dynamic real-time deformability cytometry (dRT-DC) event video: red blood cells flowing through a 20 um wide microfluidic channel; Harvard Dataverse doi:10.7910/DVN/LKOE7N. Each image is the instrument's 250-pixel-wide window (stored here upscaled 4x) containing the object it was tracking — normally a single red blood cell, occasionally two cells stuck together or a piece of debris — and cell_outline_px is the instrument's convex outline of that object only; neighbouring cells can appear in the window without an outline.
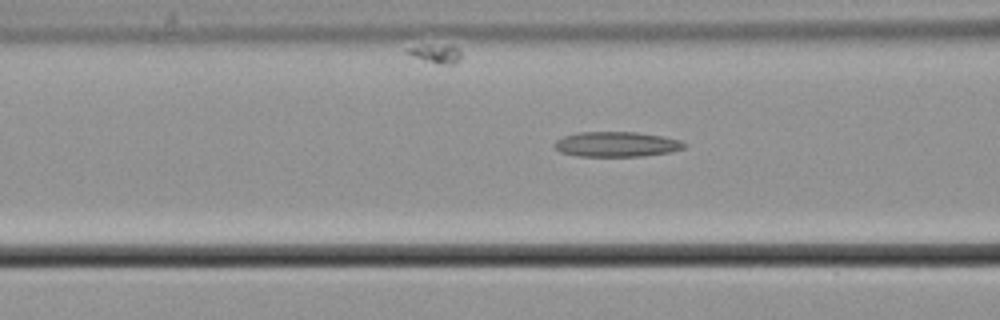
{"species": "common noctule bat (a hibernating species)", "species_latin": "Nyctalus noctula", "temperature_condition": "cold", "stored_images_in_passage": 18, "camera_frame_rate_fps": 3000, "um_per_image_px": 0.085, "animal": {"sex": "male", "body_mass_g": 21.5, "forearm_length_mm": 52.0}, "frame": {"image": 1, "passage_image": 6, "time_ms": 1.667, "image_size_px": [1000, 320], "cell_outline_px": [[688, 144], [684, 148], [672, 152], [644, 156], [580, 156], [560, 152], [552, 144], [556, 140], [564, 136], [576, 132], [636, 132], [660, 136], [680, 140]], "centroid_in_image_um": [52.41, 12.26], "position_along_channel_um": 114.2, "area_um2": 19.02}}
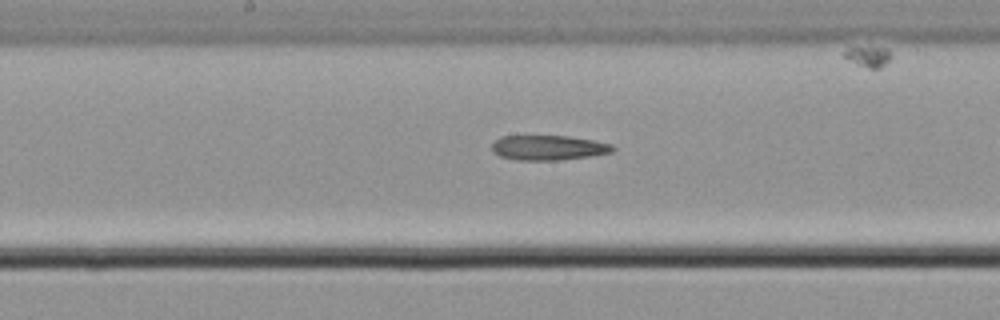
{"frame": {"image": 2, "passage_image": 13, "time_ms": 4.0, "image_size_px": [1000, 320], "cell_outline_px": [[616, 148], [612, 152], [588, 156], [560, 160], [516, 160], [500, 156], [492, 152], [492, 144], [500, 136], [568, 136], [592, 140], [612, 144]], "centroid_in_image_um": [46.59, 12.55], "position_along_channel_um": 201.6, "area_um2": 17.46}}
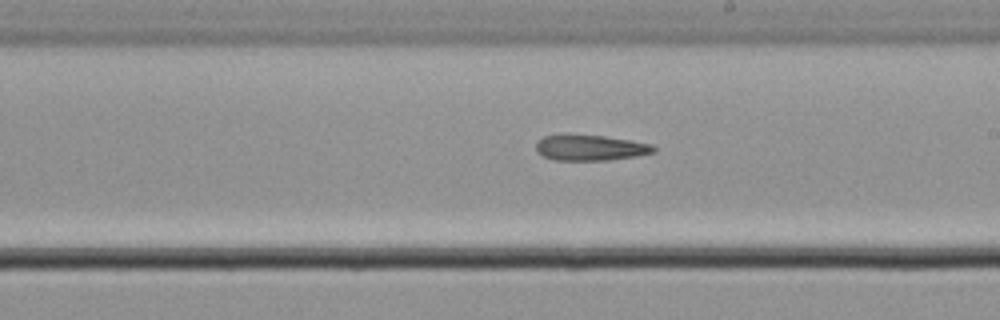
{"frame": {"image": 3, "passage_image": 16, "time_ms": 5.0, "image_size_px": [1000, 320], "cell_outline_px": [[656, 152], [636, 156], [608, 160], [556, 160], [544, 156], [536, 152], [536, 144], [544, 136], [564, 132], [604, 136], [652, 144], [656, 148]], "centroid_in_image_um": [50.14, 12.53], "position_along_channel_um": 238.9, "area_um2": 17.98}}